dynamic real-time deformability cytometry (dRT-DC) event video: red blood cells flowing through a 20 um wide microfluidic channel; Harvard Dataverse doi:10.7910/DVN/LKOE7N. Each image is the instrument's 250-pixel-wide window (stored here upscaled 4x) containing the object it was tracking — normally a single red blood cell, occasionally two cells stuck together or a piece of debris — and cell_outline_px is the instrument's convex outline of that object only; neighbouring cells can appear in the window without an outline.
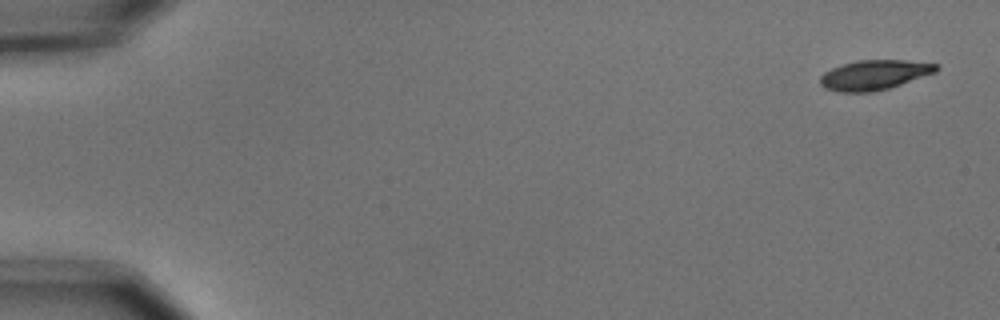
{"species": "common noctule bat (a hibernating species)", "species_latin": "Nyctalus noctula", "temperature_condition": "cold", "stored_images_in_passage": 7, "camera_frame_rate_fps": 3000, "um_per_image_px": 0.085, "animal": {"sex": "male", "body_mass_g": 15.6}, "frame": {"image": 1, "passage_image": 1, "time_ms": 0.0, "image_size_px": [1000, 320], "cell_outline_px": [[940, 68], [936, 72], [888, 88], [872, 92], [840, 92], [824, 88], [820, 84], [820, 76], [824, 72], [832, 68], [856, 60], [904, 60], [940, 64]], "centroid_in_image_um": [74.32, 6.36], "position_along_channel_um": 10.7, "area_um2": 20.11}}
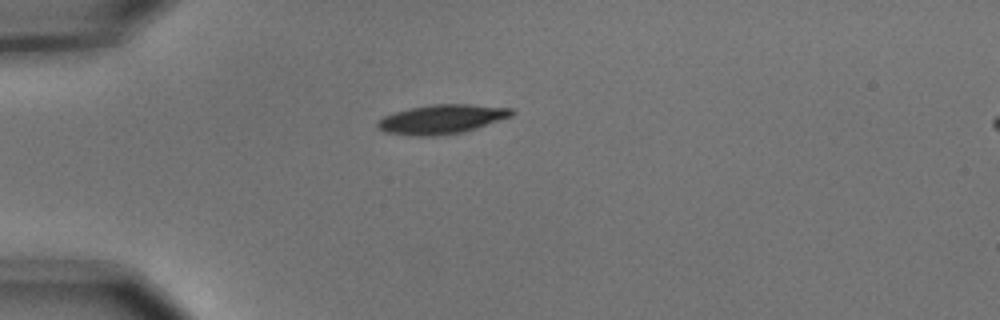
{"frame": {"image": 2, "passage_image": 5, "time_ms": 1.333, "image_size_px": [1000, 320], "cell_outline_px": [[516, 112], [512, 116], [464, 132], [436, 136], [412, 136], [384, 132], [376, 128], [376, 124], [384, 116], [396, 112], [428, 104], [468, 104], [512, 108]], "centroid_in_image_um": [37.55, 10.14], "position_along_channel_um": 47.5, "area_um2": 22.89}}
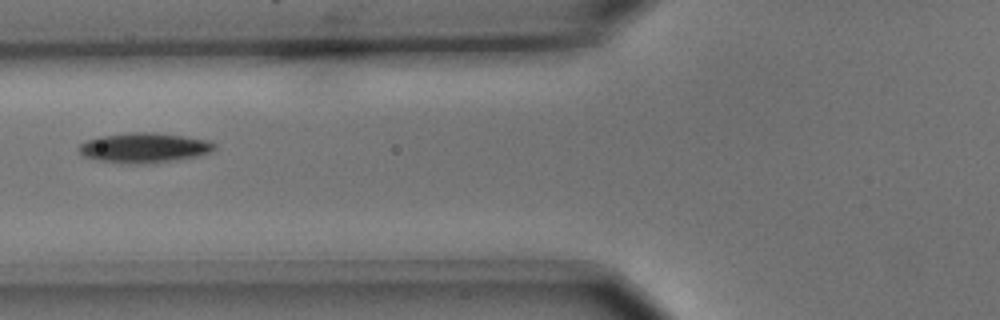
{"frame": {"image": 3, "passage_image": 7, "time_ms": 2.0, "image_size_px": [1000, 320], "cell_outline_px": [[216, 148], [212, 152], [196, 156], [176, 160], [144, 164], [128, 164], [100, 160], [84, 156], [80, 152], [80, 144], [88, 140], [100, 136], [132, 132], [152, 132], [208, 140], [216, 144]], "centroid_in_image_um": [12.29, 12.56], "position_along_channel_um": 113.5, "area_um2": 23.41}}